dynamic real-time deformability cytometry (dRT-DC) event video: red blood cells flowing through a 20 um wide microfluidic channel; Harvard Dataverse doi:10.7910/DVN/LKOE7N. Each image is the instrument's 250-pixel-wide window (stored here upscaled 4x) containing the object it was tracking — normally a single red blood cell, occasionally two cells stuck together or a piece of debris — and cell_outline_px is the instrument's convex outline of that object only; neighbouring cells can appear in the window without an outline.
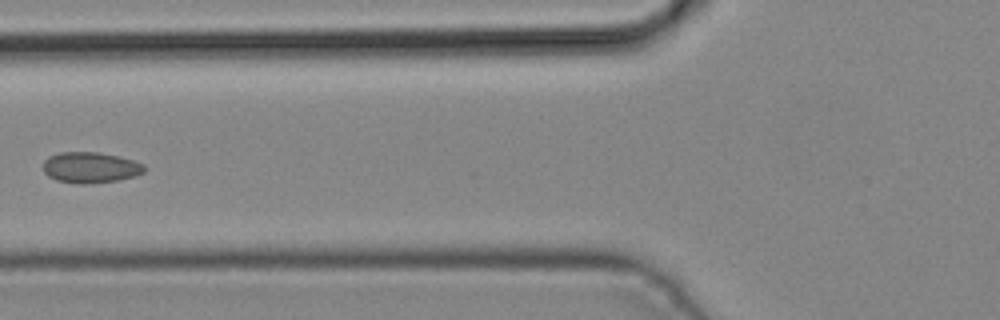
{"species": "common noctule bat (a hibernating species)", "species_latin": "Nyctalus noctula", "temperature_condition": "cold", "stored_images_in_passage": 4, "camera_frame_rate_fps": 3000, "um_per_image_px": 0.085, "animal": {"sex": "male", "body_mass_g": 19.2, "forearm_length_mm": 51.8}, "frame": {"image": 1, "passage_image": 4, "time_ms": 1.0, "image_size_px": [1000, 320], "cell_outline_px": [[144, 172], [136, 176], [116, 180], [84, 184], [80, 184], [56, 180], [48, 176], [44, 172], [44, 160], [48, 156], [60, 152], [96, 152], [120, 156], [144, 164]], "centroid_in_image_um": [7.67, 14.23], "position_along_channel_um": 118.1, "area_um2": 18.15}}